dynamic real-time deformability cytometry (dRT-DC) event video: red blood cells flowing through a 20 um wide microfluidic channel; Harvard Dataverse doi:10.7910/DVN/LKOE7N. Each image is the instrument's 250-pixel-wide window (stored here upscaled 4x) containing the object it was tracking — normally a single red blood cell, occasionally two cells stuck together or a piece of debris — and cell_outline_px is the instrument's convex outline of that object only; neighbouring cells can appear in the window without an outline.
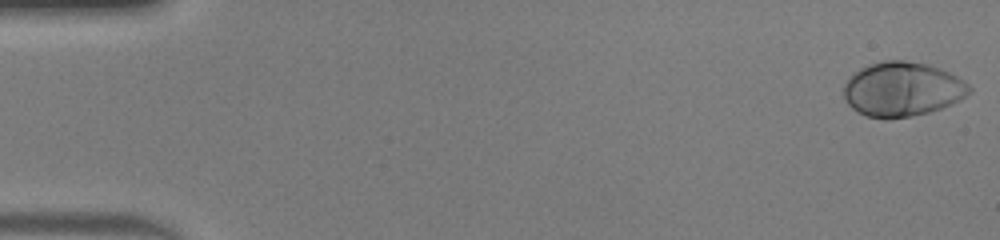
{"species": "human", "species_latin": "Homo sapiens", "temperature_condition": "warm", "stored_images_in_passage": 48, "camera_frame_rate_fps": 3000, "um_per_image_px": 0.085, "donor": {"sex": "male"}, "frame": {"image": 1, "passage_image": 1, "time_ms": 0.0, "image_size_px": [1000, 240], "cell_outline_px": [[972, 92], [960, 100], [952, 104], [928, 112], [912, 116], [884, 120], [868, 116], [852, 108], [848, 104], [844, 96], [844, 84], [848, 76], [860, 68], [868, 64], [884, 60], [904, 60], [928, 64], [940, 68], [964, 80], [972, 88]], "centroid_in_image_um": [76.69, 7.58], "position_along_channel_um": 8.3, "area_um2": 40.17}}
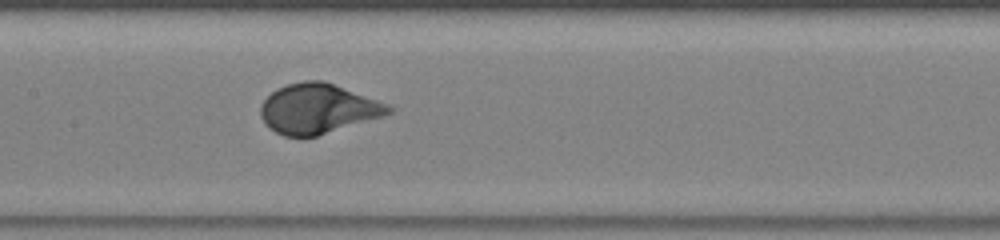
{"frame": {"image": 2, "passage_image": 24, "time_ms": 7.667, "image_size_px": [1000, 240], "cell_outline_px": [[396, 108], [392, 112], [384, 116], [316, 136], [284, 136], [268, 128], [264, 124], [260, 116], [260, 104], [276, 88], [288, 84], [304, 80], [324, 80], [392, 104]], "centroid_in_image_um": [27.06, 9.22], "position_along_channel_um": 180.3, "area_um2": 37.63}}
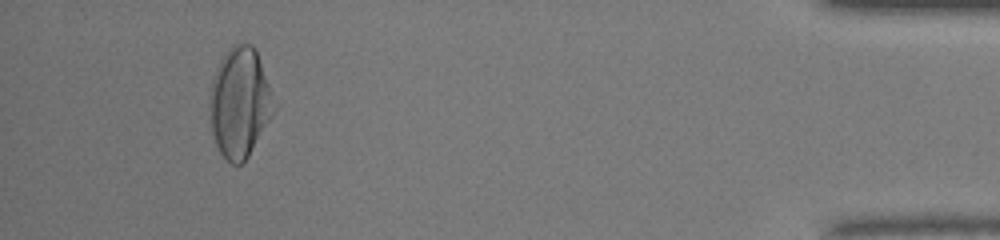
{"frame": {"image": 3, "passage_image": 45, "time_ms": 14.667, "image_size_px": [1000, 240], "cell_outline_px": [[276, 108], [248, 156], [240, 164], [232, 164], [220, 152], [216, 144], [208, 120], [208, 96], [212, 80], [216, 68], [220, 60], [228, 48], [232, 44], [252, 44], [256, 48], [276, 104]], "centroid_in_image_um": [20.34, 8.69], "position_along_channel_um": 414.9, "area_um2": 41.38}, "authors_computed_cell_mechanics": {"area_um2": 37.7723, "velocity_mm_per_s": 4.2737, "shape_relaxation_time_tau1_ms": 2.267, "shape_relaxation_time_tau2_ms": null, "deformation_change_tau1": 0.1795, "deformation_change_tau2": null}}